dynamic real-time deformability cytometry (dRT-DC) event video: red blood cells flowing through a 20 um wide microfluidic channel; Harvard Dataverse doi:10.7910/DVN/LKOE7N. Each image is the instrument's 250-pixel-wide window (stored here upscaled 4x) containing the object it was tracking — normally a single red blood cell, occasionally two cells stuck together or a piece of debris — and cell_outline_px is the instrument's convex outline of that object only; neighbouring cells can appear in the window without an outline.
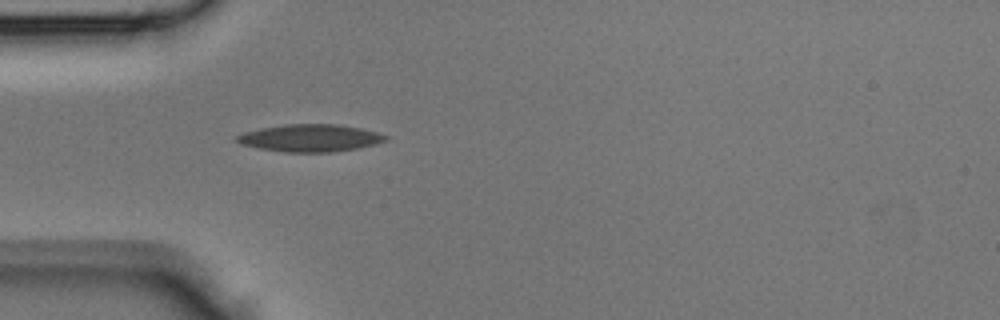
{"species": "Egyptian fruit bat (a non-hibernating species)", "species_latin": "Rousettus aegyptiacus", "temperature_condition": "room temperature", "stored_images_in_passage": 31, "camera_frame_rate_fps": 3000, "um_per_image_px": 0.085, "animal": {"sex": "male"}, "frame": {"image": 1, "passage_image": 1, "time_ms": 0.0, "image_size_px": [1000, 320], "cell_outline_px": [[388, 140], [376, 144], [360, 148], [332, 152], [284, 152], [260, 148], [244, 144], [236, 140], [236, 136], [244, 132], [260, 128], [288, 124], [336, 124], [360, 128], [376, 132], [388, 136]], "centroid_in_image_um": [26.41, 11.73], "position_along_channel_um": 58.6, "area_um2": 23.58}}
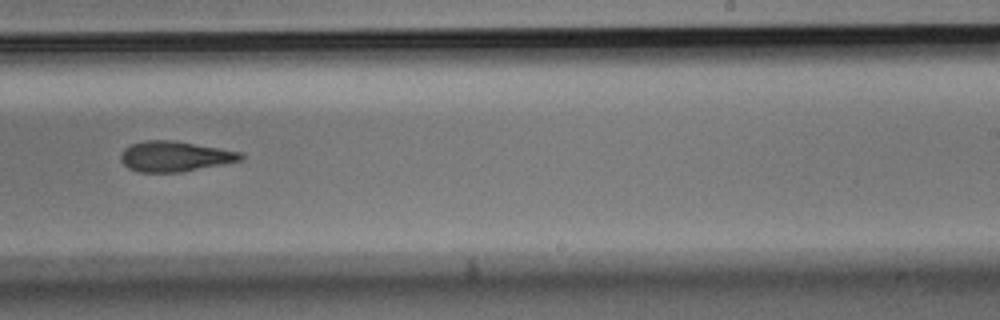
{"frame": {"image": 2, "passage_image": 15, "time_ms": 4.667, "image_size_px": [1000, 320], "cell_outline_px": [[244, 156], [240, 160], [180, 172], [140, 172], [128, 168], [120, 160], [120, 156], [124, 148], [132, 144], [144, 140], [172, 140], [240, 152]], "centroid_in_image_um": [14.78, 13.29], "position_along_channel_um": 274.2, "area_um2": 20.81}}
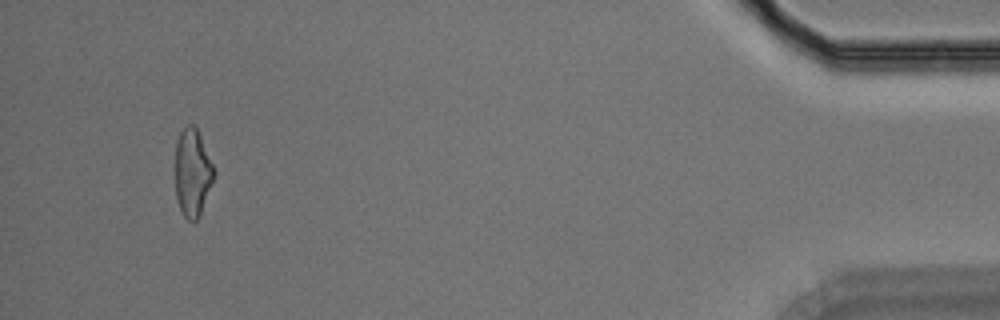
{"frame": {"image": 3, "passage_image": 29, "time_ms": 9.333, "image_size_px": [1000, 320], "cell_outline_px": [[216, 172], [200, 216], [196, 220], [188, 220], [184, 216], [180, 208], [176, 196], [176, 140], [180, 132], [188, 124], [192, 124], [196, 128], [216, 168]], "centroid_in_image_um": [16.38, 14.67], "position_along_channel_um": 418.8, "area_um2": 19.77}}